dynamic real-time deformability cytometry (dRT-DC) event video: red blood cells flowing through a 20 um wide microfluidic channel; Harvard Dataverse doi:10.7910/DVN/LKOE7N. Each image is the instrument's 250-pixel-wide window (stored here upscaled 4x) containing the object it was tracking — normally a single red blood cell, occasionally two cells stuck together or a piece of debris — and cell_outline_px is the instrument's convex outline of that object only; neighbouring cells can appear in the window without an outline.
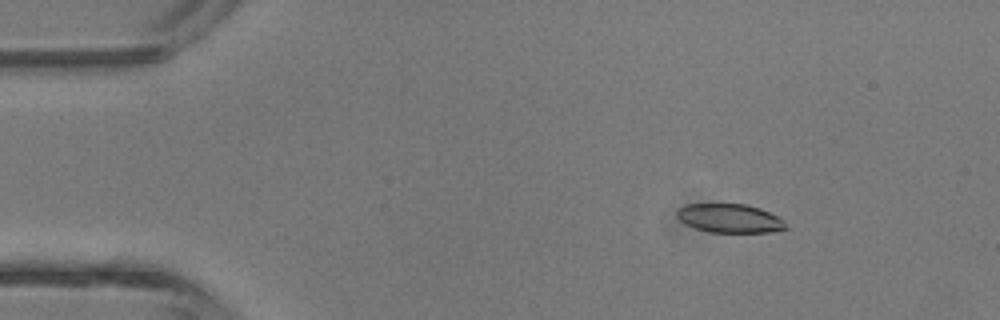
{"species": "common noctule bat (a hibernating species)", "species_latin": "Nyctalus noctula", "temperature_condition": "room temperature", "stored_images_in_passage": 44, "camera_frame_rate_fps": 3000, "um_per_image_px": 0.085, "animal": {"sex": "male", "body_mass_g": 13.3}, "frame": {"image": 1, "passage_image": 7, "time_ms": 2.0, "image_size_px": [1000, 320], "cell_outline_px": [[788, 228], [772, 232], [708, 232], [684, 224], [676, 216], [676, 212], [684, 204], [748, 204], [760, 208], [784, 220]], "centroid_in_image_um": [62.01, 18.56], "position_along_channel_um": 23.0, "area_um2": 18.32}}
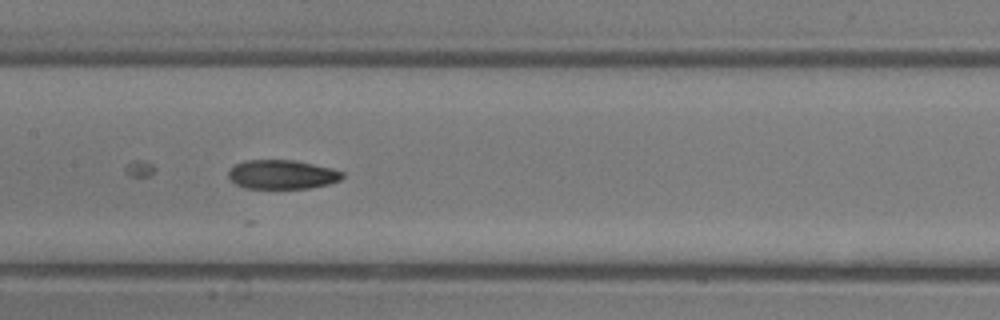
{"frame": {"image": 2, "passage_image": 22, "time_ms": 7.0, "image_size_px": [1000, 320], "cell_outline_px": [[344, 176], [340, 180], [328, 184], [308, 188], [244, 188], [236, 184], [228, 176], [228, 172], [236, 164], [244, 160], [296, 160], [332, 168], [344, 172]], "centroid_in_image_um": [24.0, 14.82], "position_along_channel_um": 183.4, "area_um2": 19.31}}
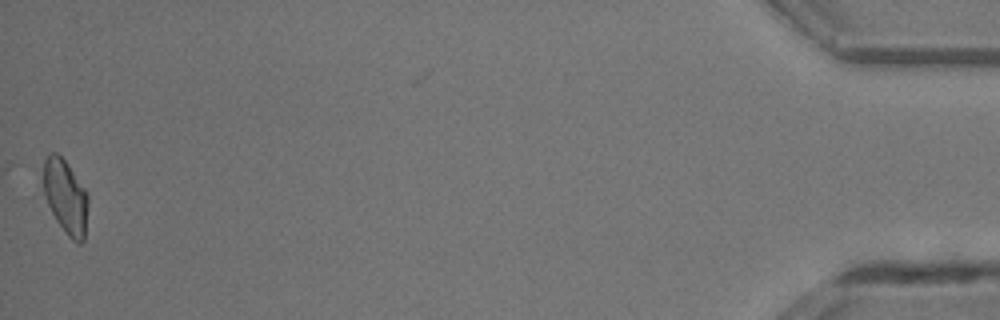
{"frame": {"image": 3, "passage_image": 44, "time_ms": 14.333, "image_size_px": [1000, 320], "cell_outline_px": [[88, 204], [84, 240], [80, 244], [72, 240], [68, 236], [56, 220], [48, 204], [44, 192], [44, 160], [52, 152], [56, 152], [68, 164], [88, 192]], "centroid_in_image_um": [5.6, 16.73], "position_along_channel_um": 429.6, "area_um2": 19.19}}